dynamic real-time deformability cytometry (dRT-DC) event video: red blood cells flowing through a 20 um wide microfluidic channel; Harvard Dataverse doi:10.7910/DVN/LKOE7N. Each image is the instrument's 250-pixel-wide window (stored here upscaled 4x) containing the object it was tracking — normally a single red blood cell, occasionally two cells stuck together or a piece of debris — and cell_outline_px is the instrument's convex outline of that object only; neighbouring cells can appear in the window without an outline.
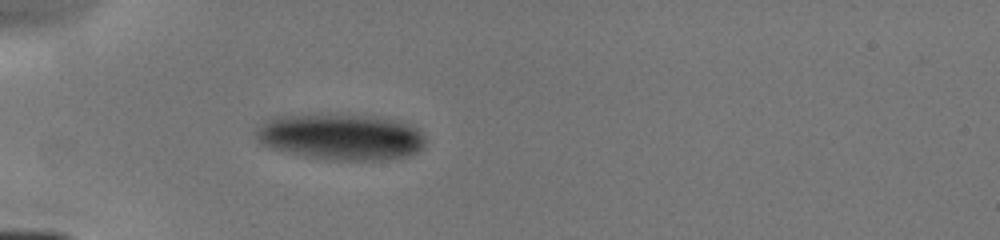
{"species": "human", "species_latin": "Homo sapiens", "temperature_condition": "cold", "stored_images_in_passage": 6, "camera_frame_rate_fps": 3000, "um_per_image_px": 0.085, "donor": {"sex": "male"}, "frame": {"image": 1, "passage_image": 6, "time_ms": 4.667, "image_size_px": [1000, 240], "cell_outline_px": [[424, 148], [408, 156], [384, 160], [336, 160], [304, 156], [268, 148], [260, 144], [256, 136], [256, 132], [268, 120], [280, 116], [300, 112], [340, 112], [380, 116], [412, 124], [424, 136]], "centroid_in_image_um": [28.98, 11.58], "position_along_channel_um": 56.0, "area_um2": 47.05}}